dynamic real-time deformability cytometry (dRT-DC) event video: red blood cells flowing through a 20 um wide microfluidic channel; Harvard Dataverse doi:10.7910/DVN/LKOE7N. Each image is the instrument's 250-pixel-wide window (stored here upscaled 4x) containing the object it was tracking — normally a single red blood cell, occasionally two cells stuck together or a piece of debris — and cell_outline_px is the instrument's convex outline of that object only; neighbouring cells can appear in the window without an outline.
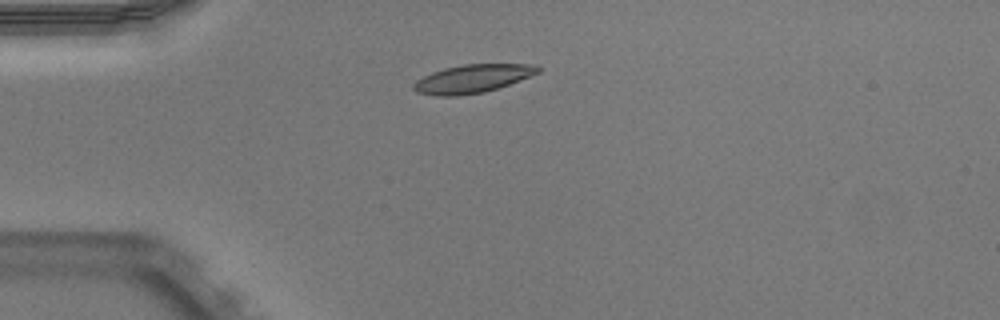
{"species": "Egyptian fruit bat (a non-hibernating species)", "species_latin": "Rousettus aegyptiacus", "temperature_condition": "warm", "stored_images_in_passage": 33, "camera_frame_rate_fps": 3000, "um_per_image_px": 0.085, "animal": {"sex": "male"}, "frame": {"image": 1, "passage_image": 1, "time_ms": 0.0, "image_size_px": [1000, 320], "cell_outline_px": [[540, 72], [508, 84], [484, 92], [456, 96], [436, 96], [416, 92], [412, 88], [412, 84], [416, 80], [432, 72], [444, 68], [464, 64], [536, 64], [540, 68]], "centroid_in_image_um": [40.12, 6.69], "position_along_channel_um": 44.9, "area_um2": 20.4}}
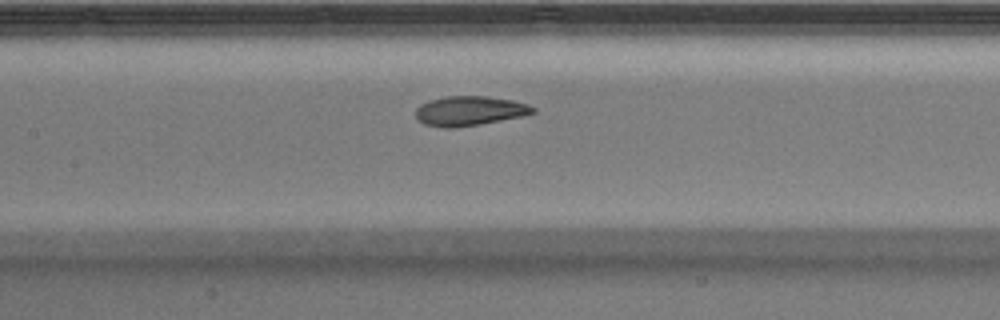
{"frame": {"image": 2, "passage_image": 12, "time_ms": 3.667, "image_size_px": [1000, 320], "cell_outline_px": [[536, 112], [524, 116], [480, 124], [456, 128], [444, 128], [424, 124], [416, 120], [416, 108], [420, 104], [428, 100], [444, 96], [488, 96], [512, 100], [528, 104], [536, 108]], "centroid_in_image_um": [39.9, 9.42], "position_along_channel_um": 167.5, "area_um2": 20.52}}
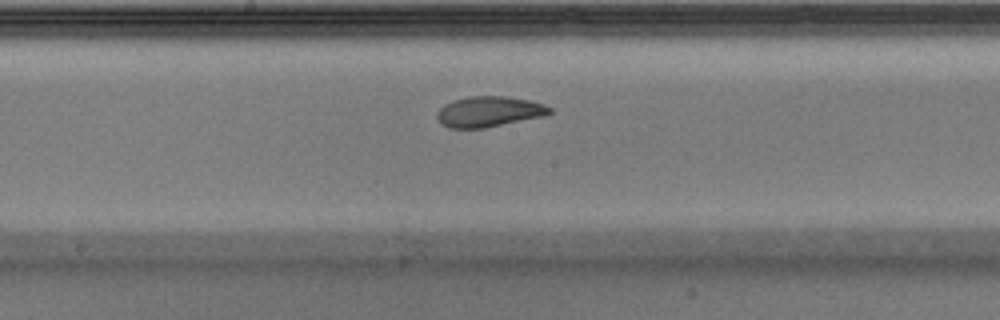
{"frame": {"image": 3, "passage_image": 15, "time_ms": 4.667, "image_size_px": [1000, 320], "cell_outline_px": [[552, 112], [540, 116], [484, 128], [448, 128], [440, 124], [436, 120], [436, 112], [444, 104], [452, 100], [472, 96], [504, 96], [528, 100], [544, 104], [552, 108]], "centroid_in_image_um": [41.48, 9.49], "position_along_channel_um": 206.7, "area_um2": 19.94}, "authors_computed_cell_mechanics": {"area_um2": 20.3456, "velocity_mm_per_s": 3.9295, "shape_relaxation_time_tau1_ms": 2.9835, "shape_relaxation_time_tau2_ms": 1.8153, "deformation_change_tau1": 0.1582, "deformation_change_tau2": 0.0537}}